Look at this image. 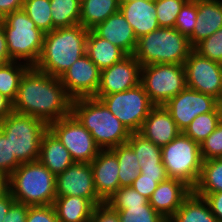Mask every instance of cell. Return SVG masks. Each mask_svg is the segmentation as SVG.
Listing matches in <instances>:
<instances>
[{"label":"cell","instance_id":"46","mask_svg":"<svg viewBox=\"0 0 222 222\" xmlns=\"http://www.w3.org/2000/svg\"><path fill=\"white\" fill-rule=\"evenodd\" d=\"M29 206L15 202L6 214L3 222H26Z\"/></svg>","mask_w":222,"mask_h":222},{"label":"cell","instance_id":"1","mask_svg":"<svg viewBox=\"0 0 222 222\" xmlns=\"http://www.w3.org/2000/svg\"><path fill=\"white\" fill-rule=\"evenodd\" d=\"M72 99L57 77L30 66L21 77L13 111L47 125L71 114Z\"/></svg>","mask_w":222,"mask_h":222},{"label":"cell","instance_id":"25","mask_svg":"<svg viewBox=\"0 0 222 222\" xmlns=\"http://www.w3.org/2000/svg\"><path fill=\"white\" fill-rule=\"evenodd\" d=\"M86 54L100 70L112 66L127 56L121 48L99 37L93 30H89L87 36Z\"/></svg>","mask_w":222,"mask_h":222},{"label":"cell","instance_id":"50","mask_svg":"<svg viewBox=\"0 0 222 222\" xmlns=\"http://www.w3.org/2000/svg\"><path fill=\"white\" fill-rule=\"evenodd\" d=\"M15 199L12 197L11 193L8 191L4 196L0 198V222H3L6 214L8 213L10 207L15 203Z\"/></svg>","mask_w":222,"mask_h":222},{"label":"cell","instance_id":"36","mask_svg":"<svg viewBox=\"0 0 222 222\" xmlns=\"http://www.w3.org/2000/svg\"><path fill=\"white\" fill-rule=\"evenodd\" d=\"M187 0H155L159 27L174 28L181 7Z\"/></svg>","mask_w":222,"mask_h":222},{"label":"cell","instance_id":"3","mask_svg":"<svg viewBox=\"0 0 222 222\" xmlns=\"http://www.w3.org/2000/svg\"><path fill=\"white\" fill-rule=\"evenodd\" d=\"M71 113L90 132L101 150L126 144L130 137L128 128L99 99L72 100Z\"/></svg>","mask_w":222,"mask_h":222},{"label":"cell","instance_id":"51","mask_svg":"<svg viewBox=\"0 0 222 222\" xmlns=\"http://www.w3.org/2000/svg\"><path fill=\"white\" fill-rule=\"evenodd\" d=\"M13 111V103L0 94V121Z\"/></svg>","mask_w":222,"mask_h":222},{"label":"cell","instance_id":"40","mask_svg":"<svg viewBox=\"0 0 222 222\" xmlns=\"http://www.w3.org/2000/svg\"><path fill=\"white\" fill-rule=\"evenodd\" d=\"M203 161L222 158V121L200 144Z\"/></svg>","mask_w":222,"mask_h":222},{"label":"cell","instance_id":"49","mask_svg":"<svg viewBox=\"0 0 222 222\" xmlns=\"http://www.w3.org/2000/svg\"><path fill=\"white\" fill-rule=\"evenodd\" d=\"M13 61L9 55L4 27L0 22V65Z\"/></svg>","mask_w":222,"mask_h":222},{"label":"cell","instance_id":"29","mask_svg":"<svg viewBox=\"0 0 222 222\" xmlns=\"http://www.w3.org/2000/svg\"><path fill=\"white\" fill-rule=\"evenodd\" d=\"M192 192H222V158L202 162L200 176Z\"/></svg>","mask_w":222,"mask_h":222},{"label":"cell","instance_id":"10","mask_svg":"<svg viewBox=\"0 0 222 222\" xmlns=\"http://www.w3.org/2000/svg\"><path fill=\"white\" fill-rule=\"evenodd\" d=\"M94 98L99 99L130 132L140 131L155 106L141 84L124 92Z\"/></svg>","mask_w":222,"mask_h":222},{"label":"cell","instance_id":"20","mask_svg":"<svg viewBox=\"0 0 222 222\" xmlns=\"http://www.w3.org/2000/svg\"><path fill=\"white\" fill-rule=\"evenodd\" d=\"M119 11L138 38L159 28L155 0L120 1Z\"/></svg>","mask_w":222,"mask_h":222},{"label":"cell","instance_id":"7","mask_svg":"<svg viewBox=\"0 0 222 222\" xmlns=\"http://www.w3.org/2000/svg\"><path fill=\"white\" fill-rule=\"evenodd\" d=\"M0 130L9 138L11 157L22 164L39 160L40 144L48 125L36 117L12 111L0 121Z\"/></svg>","mask_w":222,"mask_h":222},{"label":"cell","instance_id":"41","mask_svg":"<svg viewBox=\"0 0 222 222\" xmlns=\"http://www.w3.org/2000/svg\"><path fill=\"white\" fill-rule=\"evenodd\" d=\"M21 163L11 157L9 138L0 130V173L9 176Z\"/></svg>","mask_w":222,"mask_h":222},{"label":"cell","instance_id":"39","mask_svg":"<svg viewBox=\"0 0 222 222\" xmlns=\"http://www.w3.org/2000/svg\"><path fill=\"white\" fill-rule=\"evenodd\" d=\"M193 49L201 56L222 64V27Z\"/></svg>","mask_w":222,"mask_h":222},{"label":"cell","instance_id":"42","mask_svg":"<svg viewBox=\"0 0 222 222\" xmlns=\"http://www.w3.org/2000/svg\"><path fill=\"white\" fill-rule=\"evenodd\" d=\"M26 222H59L53 205L29 206Z\"/></svg>","mask_w":222,"mask_h":222},{"label":"cell","instance_id":"45","mask_svg":"<svg viewBox=\"0 0 222 222\" xmlns=\"http://www.w3.org/2000/svg\"><path fill=\"white\" fill-rule=\"evenodd\" d=\"M203 197L209 204L212 214L218 222H222V192L215 193H195Z\"/></svg>","mask_w":222,"mask_h":222},{"label":"cell","instance_id":"26","mask_svg":"<svg viewBox=\"0 0 222 222\" xmlns=\"http://www.w3.org/2000/svg\"><path fill=\"white\" fill-rule=\"evenodd\" d=\"M121 0H81L80 25L92 30L109 16L117 13Z\"/></svg>","mask_w":222,"mask_h":222},{"label":"cell","instance_id":"44","mask_svg":"<svg viewBox=\"0 0 222 222\" xmlns=\"http://www.w3.org/2000/svg\"><path fill=\"white\" fill-rule=\"evenodd\" d=\"M90 222H120V220L117 211L102 203L95 207Z\"/></svg>","mask_w":222,"mask_h":222},{"label":"cell","instance_id":"2","mask_svg":"<svg viewBox=\"0 0 222 222\" xmlns=\"http://www.w3.org/2000/svg\"><path fill=\"white\" fill-rule=\"evenodd\" d=\"M89 30L77 24L44 34L43 48L35 68L53 77L60 76L86 54Z\"/></svg>","mask_w":222,"mask_h":222},{"label":"cell","instance_id":"34","mask_svg":"<svg viewBox=\"0 0 222 222\" xmlns=\"http://www.w3.org/2000/svg\"><path fill=\"white\" fill-rule=\"evenodd\" d=\"M22 9L43 33L53 30L50 0H24Z\"/></svg>","mask_w":222,"mask_h":222},{"label":"cell","instance_id":"18","mask_svg":"<svg viewBox=\"0 0 222 222\" xmlns=\"http://www.w3.org/2000/svg\"><path fill=\"white\" fill-rule=\"evenodd\" d=\"M191 193L192 189L184 182L168 178L158 184L148 203L156 212L169 220Z\"/></svg>","mask_w":222,"mask_h":222},{"label":"cell","instance_id":"47","mask_svg":"<svg viewBox=\"0 0 222 222\" xmlns=\"http://www.w3.org/2000/svg\"><path fill=\"white\" fill-rule=\"evenodd\" d=\"M144 177L150 178H169L163 164H155L140 167V172Z\"/></svg>","mask_w":222,"mask_h":222},{"label":"cell","instance_id":"52","mask_svg":"<svg viewBox=\"0 0 222 222\" xmlns=\"http://www.w3.org/2000/svg\"><path fill=\"white\" fill-rule=\"evenodd\" d=\"M9 191L8 176L0 173V198Z\"/></svg>","mask_w":222,"mask_h":222},{"label":"cell","instance_id":"35","mask_svg":"<svg viewBox=\"0 0 222 222\" xmlns=\"http://www.w3.org/2000/svg\"><path fill=\"white\" fill-rule=\"evenodd\" d=\"M113 210L118 212L120 222H168L149 203Z\"/></svg>","mask_w":222,"mask_h":222},{"label":"cell","instance_id":"24","mask_svg":"<svg viewBox=\"0 0 222 222\" xmlns=\"http://www.w3.org/2000/svg\"><path fill=\"white\" fill-rule=\"evenodd\" d=\"M59 222H90L95 205L79 196L56 197L53 203Z\"/></svg>","mask_w":222,"mask_h":222},{"label":"cell","instance_id":"33","mask_svg":"<svg viewBox=\"0 0 222 222\" xmlns=\"http://www.w3.org/2000/svg\"><path fill=\"white\" fill-rule=\"evenodd\" d=\"M221 121L222 112L200 114L192 120L183 133L198 144H201Z\"/></svg>","mask_w":222,"mask_h":222},{"label":"cell","instance_id":"22","mask_svg":"<svg viewBox=\"0 0 222 222\" xmlns=\"http://www.w3.org/2000/svg\"><path fill=\"white\" fill-rule=\"evenodd\" d=\"M222 27V0H197V18L189 37L194 48Z\"/></svg>","mask_w":222,"mask_h":222},{"label":"cell","instance_id":"48","mask_svg":"<svg viewBox=\"0 0 222 222\" xmlns=\"http://www.w3.org/2000/svg\"><path fill=\"white\" fill-rule=\"evenodd\" d=\"M24 0H0V19L23 8Z\"/></svg>","mask_w":222,"mask_h":222},{"label":"cell","instance_id":"30","mask_svg":"<svg viewBox=\"0 0 222 222\" xmlns=\"http://www.w3.org/2000/svg\"><path fill=\"white\" fill-rule=\"evenodd\" d=\"M30 66L20 61L0 65V94L15 101L21 77Z\"/></svg>","mask_w":222,"mask_h":222},{"label":"cell","instance_id":"5","mask_svg":"<svg viewBox=\"0 0 222 222\" xmlns=\"http://www.w3.org/2000/svg\"><path fill=\"white\" fill-rule=\"evenodd\" d=\"M192 50L189 38L178 30L159 27L137 39L132 55L141 66L162 63L183 65Z\"/></svg>","mask_w":222,"mask_h":222},{"label":"cell","instance_id":"11","mask_svg":"<svg viewBox=\"0 0 222 222\" xmlns=\"http://www.w3.org/2000/svg\"><path fill=\"white\" fill-rule=\"evenodd\" d=\"M48 129L70 152L74 162L91 163L101 150L90 132L72 113L50 123Z\"/></svg>","mask_w":222,"mask_h":222},{"label":"cell","instance_id":"12","mask_svg":"<svg viewBox=\"0 0 222 222\" xmlns=\"http://www.w3.org/2000/svg\"><path fill=\"white\" fill-rule=\"evenodd\" d=\"M186 86L221 100L222 64L201 56L194 49L183 64Z\"/></svg>","mask_w":222,"mask_h":222},{"label":"cell","instance_id":"21","mask_svg":"<svg viewBox=\"0 0 222 222\" xmlns=\"http://www.w3.org/2000/svg\"><path fill=\"white\" fill-rule=\"evenodd\" d=\"M92 30L99 37L121 48L127 55H132L134 53L137 37L133 28L120 11L109 16Z\"/></svg>","mask_w":222,"mask_h":222},{"label":"cell","instance_id":"27","mask_svg":"<svg viewBox=\"0 0 222 222\" xmlns=\"http://www.w3.org/2000/svg\"><path fill=\"white\" fill-rule=\"evenodd\" d=\"M168 222H218L212 214L208 202L191 193Z\"/></svg>","mask_w":222,"mask_h":222},{"label":"cell","instance_id":"38","mask_svg":"<svg viewBox=\"0 0 222 222\" xmlns=\"http://www.w3.org/2000/svg\"><path fill=\"white\" fill-rule=\"evenodd\" d=\"M197 18V0H187L181 7L174 28L186 37L193 34Z\"/></svg>","mask_w":222,"mask_h":222},{"label":"cell","instance_id":"23","mask_svg":"<svg viewBox=\"0 0 222 222\" xmlns=\"http://www.w3.org/2000/svg\"><path fill=\"white\" fill-rule=\"evenodd\" d=\"M39 161L55 176L74 163L70 152L49 129L41 139Z\"/></svg>","mask_w":222,"mask_h":222},{"label":"cell","instance_id":"37","mask_svg":"<svg viewBox=\"0 0 222 222\" xmlns=\"http://www.w3.org/2000/svg\"><path fill=\"white\" fill-rule=\"evenodd\" d=\"M147 203L148 199L134 190L131 186L120 187L109 200L106 201V204L112 209H127L128 206Z\"/></svg>","mask_w":222,"mask_h":222},{"label":"cell","instance_id":"14","mask_svg":"<svg viewBox=\"0 0 222 222\" xmlns=\"http://www.w3.org/2000/svg\"><path fill=\"white\" fill-rule=\"evenodd\" d=\"M101 70L87 54L75 61L61 76V84L72 100L95 97Z\"/></svg>","mask_w":222,"mask_h":222},{"label":"cell","instance_id":"32","mask_svg":"<svg viewBox=\"0 0 222 222\" xmlns=\"http://www.w3.org/2000/svg\"><path fill=\"white\" fill-rule=\"evenodd\" d=\"M126 143L135 152L140 167L163 164L161 147L146 139L139 132H131Z\"/></svg>","mask_w":222,"mask_h":222},{"label":"cell","instance_id":"31","mask_svg":"<svg viewBox=\"0 0 222 222\" xmlns=\"http://www.w3.org/2000/svg\"><path fill=\"white\" fill-rule=\"evenodd\" d=\"M53 29L80 24L81 0H50Z\"/></svg>","mask_w":222,"mask_h":222},{"label":"cell","instance_id":"13","mask_svg":"<svg viewBox=\"0 0 222 222\" xmlns=\"http://www.w3.org/2000/svg\"><path fill=\"white\" fill-rule=\"evenodd\" d=\"M163 106L171 114L172 119L182 132L198 115L208 112H222V106L218 99L188 87Z\"/></svg>","mask_w":222,"mask_h":222},{"label":"cell","instance_id":"28","mask_svg":"<svg viewBox=\"0 0 222 222\" xmlns=\"http://www.w3.org/2000/svg\"><path fill=\"white\" fill-rule=\"evenodd\" d=\"M117 157L120 187L131 186L138 177L140 165L133 149L126 143L110 149Z\"/></svg>","mask_w":222,"mask_h":222},{"label":"cell","instance_id":"9","mask_svg":"<svg viewBox=\"0 0 222 222\" xmlns=\"http://www.w3.org/2000/svg\"><path fill=\"white\" fill-rule=\"evenodd\" d=\"M140 84L155 106H163L187 87L184 66L168 63L142 66Z\"/></svg>","mask_w":222,"mask_h":222},{"label":"cell","instance_id":"43","mask_svg":"<svg viewBox=\"0 0 222 222\" xmlns=\"http://www.w3.org/2000/svg\"><path fill=\"white\" fill-rule=\"evenodd\" d=\"M168 178H150L144 177V174L139 173L138 177L133 181L131 187L139 192L142 196L149 199L157 188L158 184Z\"/></svg>","mask_w":222,"mask_h":222},{"label":"cell","instance_id":"15","mask_svg":"<svg viewBox=\"0 0 222 222\" xmlns=\"http://www.w3.org/2000/svg\"><path fill=\"white\" fill-rule=\"evenodd\" d=\"M56 197L79 196L89 199L95 206L104 203L97 195L90 163L74 162L56 176Z\"/></svg>","mask_w":222,"mask_h":222},{"label":"cell","instance_id":"16","mask_svg":"<svg viewBox=\"0 0 222 222\" xmlns=\"http://www.w3.org/2000/svg\"><path fill=\"white\" fill-rule=\"evenodd\" d=\"M141 65L133 55L101 70L100 83L95 97L124 92L140 84Z\"/></svg>","mask_w":222,"mask_h":222},{"label":"cell","instance_id":"8","mask_svg":"<svg viewBox=\"0 0 222 222\" xmlns=\"http://www.w3.org/2000/svg\"><path fill=\"white\" fill-rule=\"evenodd\" d=\"M161 153L168 177L184 182L193 190L203 162L200 144L181 132L174 140L161 147Z\"/></svg>","mask_w":222,"mask_h":222},{"label":"cell","instance_id":"4","mask_svg":"<svg viewBox=\"0 0 222 222\" xmlns=\"http://www.w3.org/2000/svg\"><path fill=\"white\" fill-rule=\"evenodd\" d=\"M56 176L39 160L20 164L8 176V188L16 202L28 206L53 205Z\"/></svg>","mask_w":222,"mask_h":222},{"label":"cell","instance_id":"19","mask_svg":"<svg viewBox=\"0 0 222 222\" xmlns=\"http://www.w3.org/2000/svg\"><path fill=\"white\" fill-rule=\"evenodd\" d=\"M182 131L164 106H154L139 131L157 146H164L174 140Z\"/></svg>","mask_w":222,"mask_h":222},{"label":"cell","instance_id":"17","mask_svg":"<svg viewBox=\"0 0 222 222\" xmlns=\"http://www.w3.org/2000/svg\"><path fill=\"white\" fill-rule=\"evenodd\" d=\"M90 164L97 195L106 203L120 188L117 157L110 149L100 150Z\"/></svg>","mask_w":222,"mask_h":222},{"label":"cell","instance_id":"6","mask_svg":"<svg viewBox=\"0 0 222 222\" xmlns=\"http://www.w3.org/2000/svg\"><path fill=\"white\" fill-rule=\"evenodd\" d=\"M0 22L11 59L35 66L42 52L45 33L36 27L23 9L7 14Z\"/></svg>","mask_w":222,"mask_h":222}]
</instances>
